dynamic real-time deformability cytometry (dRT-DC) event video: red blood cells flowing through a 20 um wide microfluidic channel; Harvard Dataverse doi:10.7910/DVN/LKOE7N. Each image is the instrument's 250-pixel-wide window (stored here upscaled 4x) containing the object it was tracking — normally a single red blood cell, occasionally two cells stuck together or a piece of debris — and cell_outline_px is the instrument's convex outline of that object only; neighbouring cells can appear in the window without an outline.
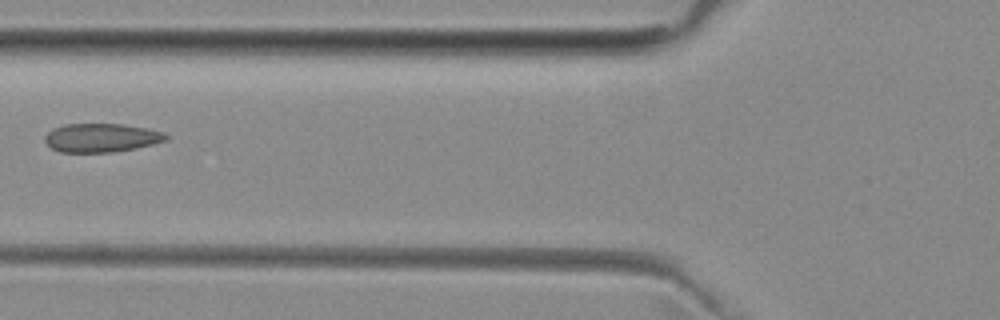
{"species": "common noctule bat (a hibernating species)", "species_latin": "Nyctalus noctula", "temperature_condition": "room temperature", "stored_images_in_passage": 2, "camera_frame_rate_fps": 3000, "um_per_image_px": 0.085, "animal": {"sex": "female", "body_mass_g": 29.2, "forearm_length_mm": 56.3}, "frame": {"image": 1, "passage_image": 2, "time_ms": 1.0, "image_size_px": [1000, 320], "cell_outline_px": [[168, 140], [136, 148], [112, 152], [60, 152], [52, 148], [44, 140], [44, 136], [52, 128], [64, 124], [124, 124], [148, 128], [164, 132], [168, 136]], "centroid_in_image_um": [8.62, 11.7], "position_along_channel_um": 117.2, "area_um2": 20.35}}